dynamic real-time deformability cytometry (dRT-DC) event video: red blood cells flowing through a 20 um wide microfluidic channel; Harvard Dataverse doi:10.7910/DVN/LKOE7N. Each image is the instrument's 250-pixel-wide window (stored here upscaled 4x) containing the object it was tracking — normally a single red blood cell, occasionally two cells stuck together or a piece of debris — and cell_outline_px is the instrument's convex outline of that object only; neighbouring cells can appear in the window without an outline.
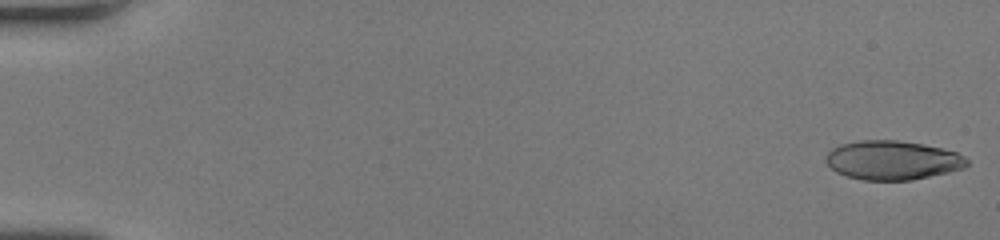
{"species": "human", "species_latin": "Homo sapiens", "temperature_condition": "room temperature", "stored_images_in_passage": 50, "camera_frame_rate_fps": 3000, "um_per_image_px": 0.085, "donor": {"sex": "female"}, "frame": {"image": 1, "passage_image": 1, "time_ms": 0.0, "image_size_px": [1000, 240], "cell_outline_px": [[968, 164], [964, 168], [948, 172], [912, 180], [864, 180], [848, 176], [836, 172], [824, 160], [824, 156], [832, 148], [840, 144], [860, 140], [896, 140], [924, 144], [956, 152], [964, 156], [968, 160]], "centroid_in_image_um": [75.84, 13.61], "position_along_channel_um": 9.2, "area_um2": 32.14}}
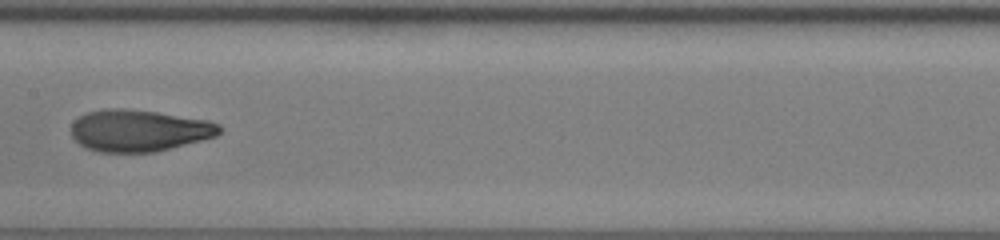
{"frame": {"image": 2, "passage_image": 27, "time_ms": 8.667, "image_size_px": [1000, 240], "cell_outline_px": [[220, 132], [216, 136], [156, 152], [100, 152], [88, 148], [80, 144], [72, 136], [72, 124], [80, 116], [88, 112], [104, 108], [124, 108], [156, 112], [208, 120], [220, 124]], "centroid_in_image_um": [11.81, 11.09], "position_along_channel_um": 195.6, "area_um2": 35.89}}
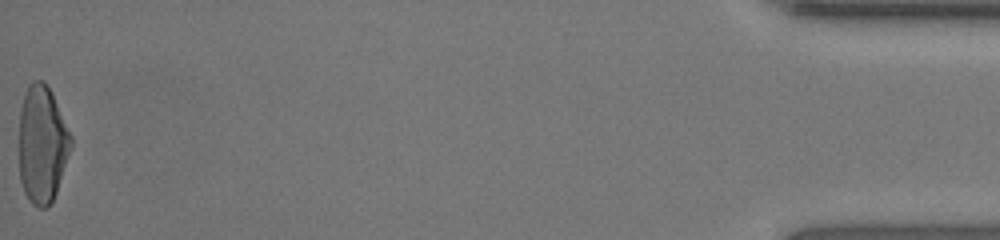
{"frame": {"image": 3, "passage_image": 50, "time_ms": 16.333, "image_size_px": [1000, 240], "cell_outline_px": [[72, 144], [56, 192], [52, 200], [44, 208], [40, 208], [32, 204], [24, 192], [20, 180], [20, 108], [24, 92], [28, 84], [32, 80], [44, 80], [72, 136]], "centroid_in_image_um": [3.57, 12.25], "position_along_channel_um": 431.6, "area_um2": 35.03}, "authors_computed_cell_mechanics": {"area_um2": 35.2869, "velocity_mm_per_s": 4.2797, "shape_relaxation_time_tau1_ms": 7.0033, "shape_relaxation_time_tau2_ms": 1.0811, "deformation_change_tau1": 0.2701, "deformation_change_tau2": 0.076}}